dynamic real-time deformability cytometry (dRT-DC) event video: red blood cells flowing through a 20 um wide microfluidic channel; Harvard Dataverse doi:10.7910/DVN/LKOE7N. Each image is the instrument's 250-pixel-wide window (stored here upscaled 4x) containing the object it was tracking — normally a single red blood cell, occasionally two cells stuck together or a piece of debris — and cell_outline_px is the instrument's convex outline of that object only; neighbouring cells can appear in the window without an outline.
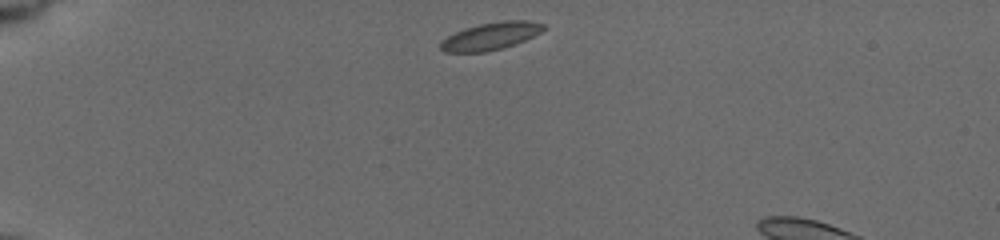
{"species": "common noctule bat (a hibernating species)", "species_latin": "Nyctalus noctula", "temperature_condition": "cold", "stored_images_in_passage": 41, "camera_frame_rate_fps": 3000, "um_per_image_px": 0.085, "animal": {"sex": "female", "body_mass_g": 19.5, "forearm_length_mm": 54.1}, "frame": {"image": 1, "passage_image": 1, "time_ms": 0.0, "image_size_px": [1000, 240], "cell_outline_px": [[548, 28], [524, 40], [500, 48], [484, 52], [444, 52], [440, 48], [440, 40], [464, 28], [480, 24], [504, 20], [528, 20], [544, 24]], "centroid_in_image_um": [41.7, 3.06], "position_along_channel_um": 43.3, "area_um2": 16.3}}
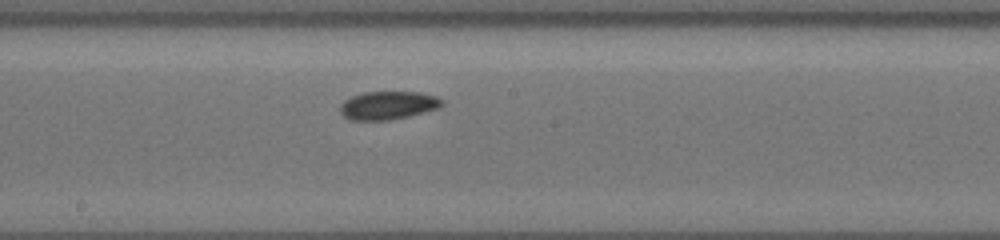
{"frame": {"image": 2, "passage_image": 19, "time_ms": 6.0, "image_size_px": [1000, 240], "cell_outline_px": [[444, 104], [440, 108], [392, 120], [352, 120], [344, 116], [340, 112], [340, 104], [344, 100], [352, 96], [364, 92], [420, 92], [436, 96], [444, 100]], "centroid_in_image_um": [33.01, 8.95], "position_along_channel_um": 215.2, "area_um2": 16.88}}
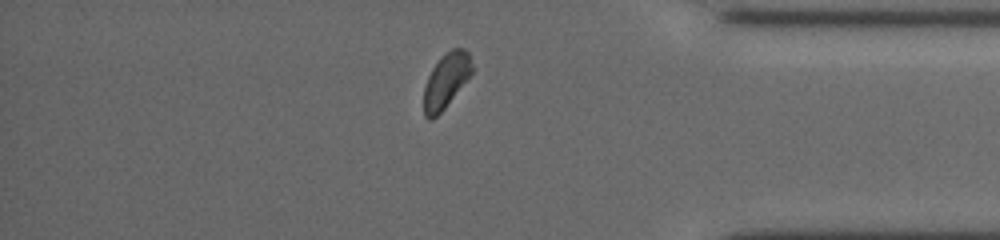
{"frame": {"image": 3, "passage_image": 35, "time_ms": 11.333, "image_size_px": [1000, 240], "cell_outline_px": [[472, 72], [444, 108], [432, 120], [428, 120], [424, 116], [424, 88], [428, 76], [432, 68], [452, 48], [464, 48], [468, 52], [472, 64]], "centroid_in_image_um": [37.9, 6.87], "position_along_channel_um": 397.3, "area_um2": 14.85}}